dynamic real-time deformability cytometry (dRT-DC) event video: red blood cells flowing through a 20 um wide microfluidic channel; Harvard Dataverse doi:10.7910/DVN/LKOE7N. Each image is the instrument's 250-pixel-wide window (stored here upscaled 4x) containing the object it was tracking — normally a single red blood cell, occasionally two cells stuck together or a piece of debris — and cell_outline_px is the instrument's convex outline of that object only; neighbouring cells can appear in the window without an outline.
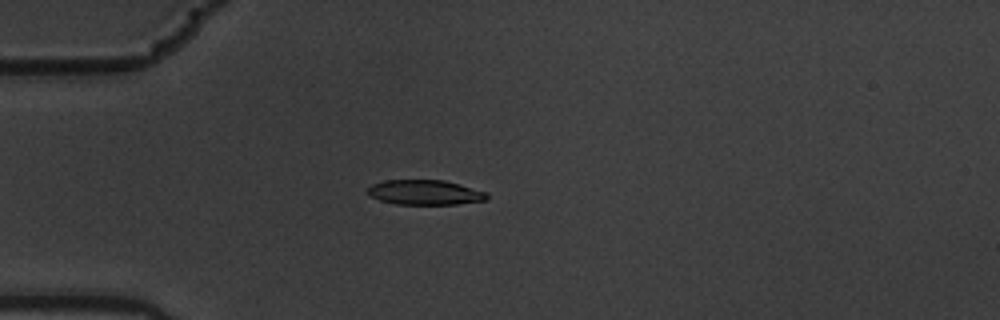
{"species": "common noctule bat (a hibernating species)", "species_latin": "Nyctalus noctula", "temperature_condition": "warm", "stored_images_in_passage": 8, "camera_frame_rate_fps": 3000, "um_per_image_px": 0.085, "animal": {"sex": "male", "body_mass_g": 19.5, "forearm_length_mm": 54.6}, "frame": {"image": 1, "passage_image": 2, "time_ms": 0.333, "image_size_px": [1000, 320], "cell_outline_px": [[488, 200], [456, 204], [396, 204], [380, 200], [372, 196], [368, 192], [368, 188], [372, 184], [384, 180], [444, 180], [460, 184], [488, 192]], "centroid_in_image_um": [36.17, 16.35], "position_along_channel_um": 48.8, "area_um2": 17.28}}
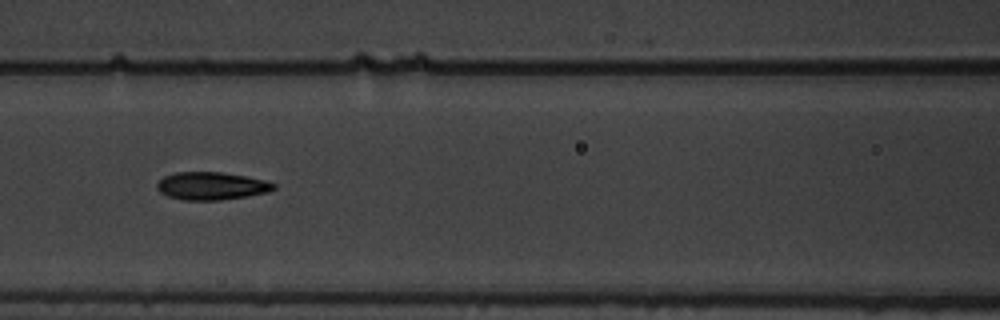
{"frame": {"image": 2, "passage_image": 5, "time_ms": 1.333, "image_size_px": [1000, 320], "cell_outline_px": [[276, 188], [268, 192], [220, 200], [184, 200], [168, 196], [160, 192], [156, 188], [156, 184], [164, 176], [176, 172], [220, 172], [244, 176], [264, 180], [276, 184]], "centroid_in_image_um": [17.95, 15.8], "position_along_channel_um": 148.7, "area_um2": 18.73}}
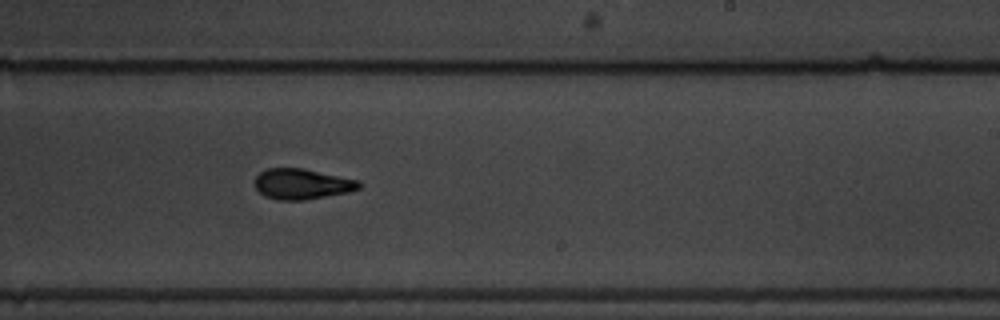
{"frame": {"image": 3, "passage_image": 8, "time_ms": 2.333, "image_size_px": [1000, 320], "cell_outline_px": [[360, 188], [348, 192], [304, 200], [276, 200], [264, 196], [256, 188], [256, 176], [260, 172], [268, 168], [304, 168], [360, 180]], "centroid_in_image_um": [25.68, 15.63], "position_along_channel_um": 263.3, "area_um2": 18.55}}